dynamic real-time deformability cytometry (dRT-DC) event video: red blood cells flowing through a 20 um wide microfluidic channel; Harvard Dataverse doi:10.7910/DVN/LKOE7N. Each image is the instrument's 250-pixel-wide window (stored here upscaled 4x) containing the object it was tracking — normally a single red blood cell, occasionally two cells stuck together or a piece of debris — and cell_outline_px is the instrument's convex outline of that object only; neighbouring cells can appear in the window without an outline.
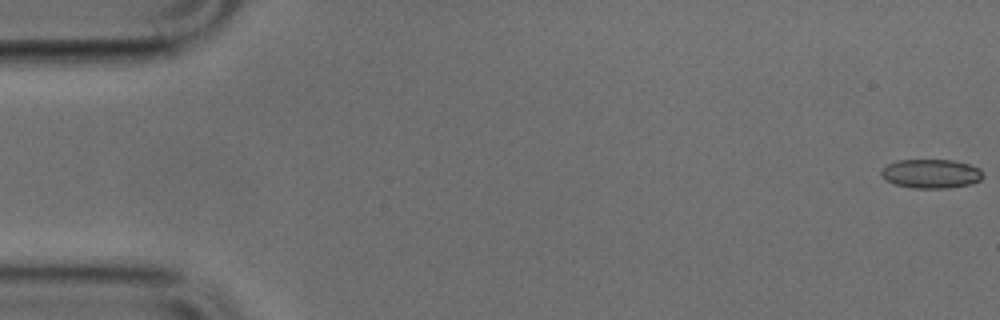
{"species": "common noctule bat (a hibernating species)", "species_latin": "Nyctalus noctula", "temperature_condition": "cold", "stored_images_in_passage": 50, "camera_frame_rate_fps": 3000, "um_per_image_px": 0.085, "animal": {"sex": "male", "body_mass_g": 17.9, "forearm_length_mm": 54.2}, "frame": {"image": 1, "passage_image": 1, "time_ms": 0.0, "image_size_px": [1000, 320], "cell_outline_px": [[984, 176], [980, 180], [972, 184], [948, 188], [912, 188], [896, 184], [888, 180], [880, 172], [888, 164], [900, 160], [952, 160], [968, 164], [980, 168]], "centroid_in_image_um": [79.2, 14.77], "position_along_channel_um": 5.8, "area_um2": 17.05}}
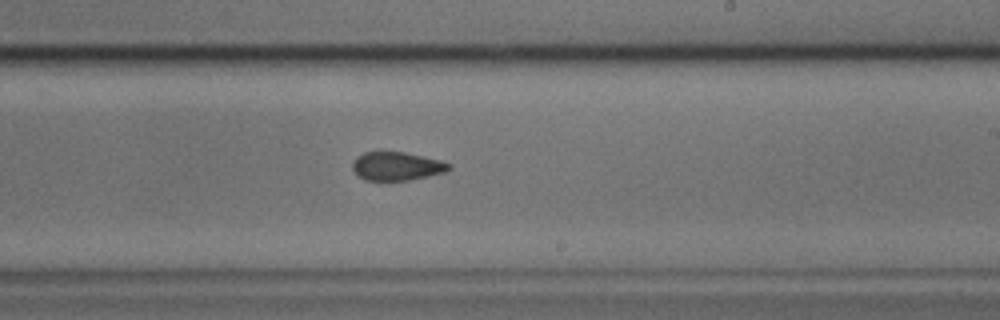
{"frame": {"image": 2, "passage_image": 30, "time_ms": 9.667, "image_size_px": [1000, 320], "cell_outline_px": [[452, 168], [444, 172], [428, 176], [408, 180], [364, 180], [352, 168], [352, 160], [356, 156], [364, 152], [380, 148], [404, 152], [440, 160], [452, 164]], "centroid_in_image_um": [33.68, 14.07], "position_along_channel_um": 255.3, "area_um2": 16.53}}
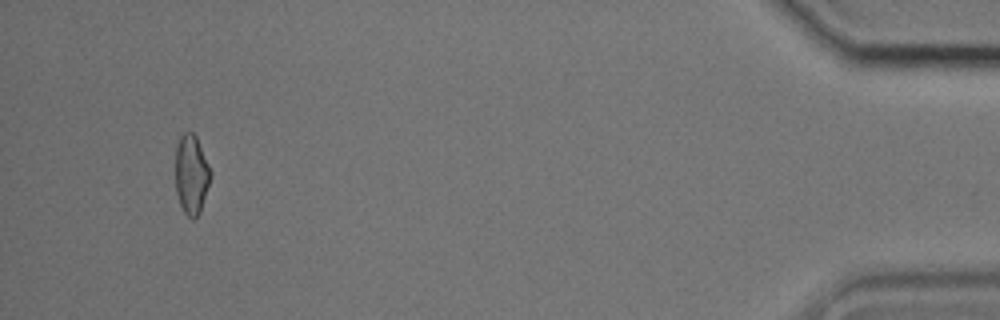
{"frame": {"image": 3, "passage_image": 48, "time_ms": 15.667, "image_size_px": [1000, 320], "cell_outline_px": [[212, 172], [200, 212], [192, 220], [184, 212], [180, 204], [176, 192], [176, 144], [180, 136], [184, 132], [192, 132], [196, 136]], "centroid_in_image_um": [16.26, 14.81], "position_along_channel_um": 418.9, "area_um2": 16.13}}